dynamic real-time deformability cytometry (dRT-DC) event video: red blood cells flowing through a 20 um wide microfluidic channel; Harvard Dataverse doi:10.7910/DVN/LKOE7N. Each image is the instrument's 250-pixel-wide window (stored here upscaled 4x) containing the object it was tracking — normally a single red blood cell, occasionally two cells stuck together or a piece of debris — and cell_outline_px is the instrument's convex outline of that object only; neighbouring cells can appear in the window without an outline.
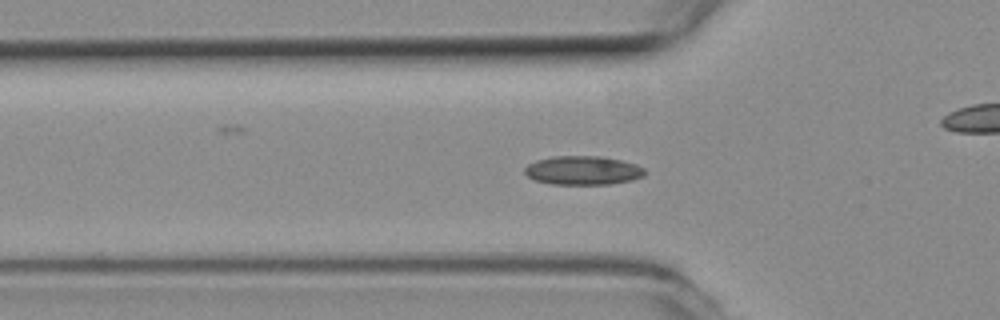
{"species": "common noctule bat (a hibernating species)", "species_latin": "Nyctalus noctula", "temperature_condition": "room temperature", "stored_images_in_passage": 47, "camera_frame_rate_fps": 3000, "um_per_image_px": 0.085, "animal": {"sex": "female", "body_mass_g": 19.3, "forearm_length_mm": 54.1}, "frame": {"image": 1, "passage_image": 14, "time_ms": 4.333, "image_size_px": [1000, 320], "cell_outline_px": [[648, 172], [644, 176], [632, 180], [608, 184], [552, 184], [532, 180], [524, 172], [524, 168], [528, 164], [536, 160], [552, 156], [600, 156], [620, 160], [636, 164], [644, 168]], "centroid_in_image_um": [49.54, 14.48], "position_along_channel_um": 76.3, "area_um2": 20.35}}
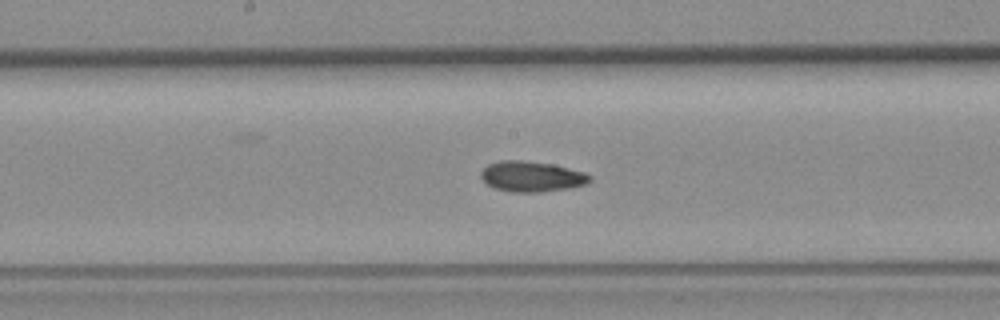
{"frame": {"image": 2, "passage_image": 24, "time_ms": 7.667, "image_size_px": [1000, 320], "cell_outline_px": [[592, 180], [588, 184], [572, 188], [540, 192], [512, 192], [496, 188], [488, 184], [480, 176], [480, 172], [488, 164], [500, 160], [520, 160], [552, 164], [584, 172], [592, 176]], "centroid_in_image_um": [45.23, 15.0], "position_along_channel_um": 203.0, "area_um2": 19.42}}
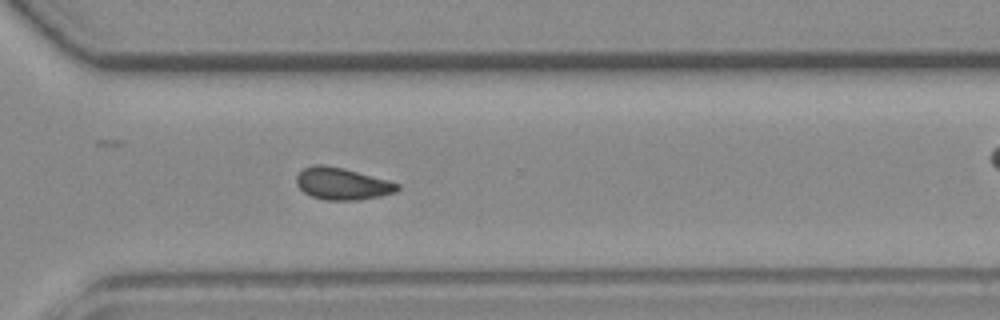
{"frame": {"image": 3, "passage_image": 35, "time_ms": 11.333, "image_size_px": [1000, 320], "cell_outline_px": [[400, 188], [396, 192], [380, 196], [356, 200], [324, 200], [312, 196], [304, 192], [296, 184], [296, 176], [304, 168], [312, 164], [324, 164], [344, 168], [388, 180], [400, 184]], "centroid_in_image_um": [29.08, 15.61], "position_along_channel_um": 341.5, "area_um2": 18.9}, "authors_computed_cell_mechanics": {"area_um2": 18.8428, "velocity_mm_per_s": 3.7865, "shape_relaxation_time_tau1_ms": null, "shape_relaxation_time_tau2_ms": 5.2565, "deformation_change_tau1": null, "deformation_change_tau2": 0.0808}}